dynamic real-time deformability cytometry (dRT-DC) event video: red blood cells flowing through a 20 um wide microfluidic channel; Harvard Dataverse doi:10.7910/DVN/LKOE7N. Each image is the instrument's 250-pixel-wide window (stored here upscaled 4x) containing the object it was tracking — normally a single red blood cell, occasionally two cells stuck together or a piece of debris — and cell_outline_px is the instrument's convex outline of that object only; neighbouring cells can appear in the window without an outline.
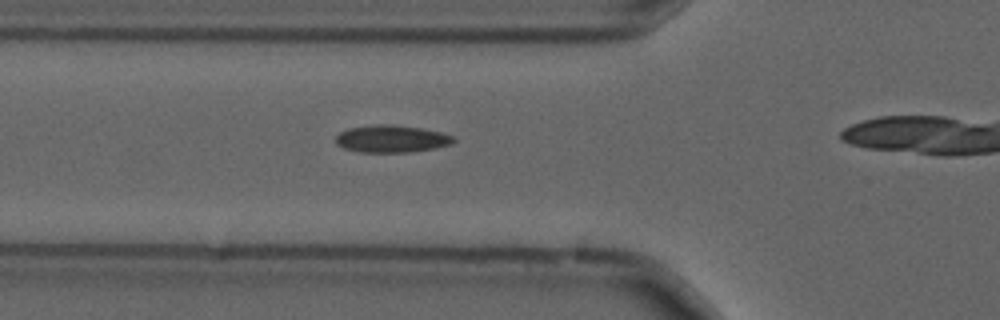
{"species": "common noctule bat (a hibernating species)", "species_latin": "Nyctalus noctula", "temperature_condition": "cold", "stored_images_in_passage": 12, "camera_frame_rate_fps": 3000, "um_per_image_px": 0.085, "animal": {"sex": "male", "forearm_length_mm": 52.5}, "frame": {"image": 1, "passage_image": 4, "time_ms": 1.0, "image_size_px": [1000, 320], "cell_outline_px": [[456, 140], [452, 144], [432, 148], [408, 152], [360, 152], [344, 148], [336, 144], [336, 136], [340, 132], [348, 128], [376, 124], [392, 124], [420, 128], [440, 132], [452, 136]], "centroid_in_image_um": [33.25, 11.79], "position_along_channel_um": 92.6, "area_um2": 18.61}}
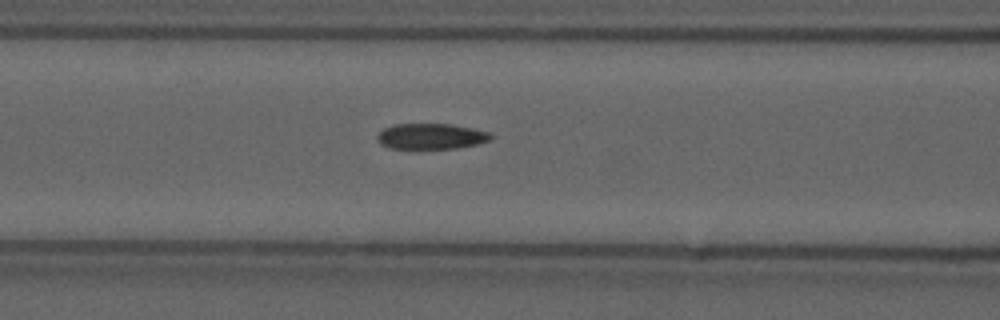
{"frame": {"image": 2, "passage_image": 7, "time_ms": 2.0, "image_size_px": [1000, 320], "cell_outline_px": [[492, 140], [476, 144], [456, 148], [392, 148], [380, 144], [376, 136], [384, 128], [396, 124], [452, 124], [472, 128], [488, 132], [492, 136]], "centroid_in_image_um": [36.65, 11.58], "position_along_channel_um": 130.0, "area_um2": 16.82}}